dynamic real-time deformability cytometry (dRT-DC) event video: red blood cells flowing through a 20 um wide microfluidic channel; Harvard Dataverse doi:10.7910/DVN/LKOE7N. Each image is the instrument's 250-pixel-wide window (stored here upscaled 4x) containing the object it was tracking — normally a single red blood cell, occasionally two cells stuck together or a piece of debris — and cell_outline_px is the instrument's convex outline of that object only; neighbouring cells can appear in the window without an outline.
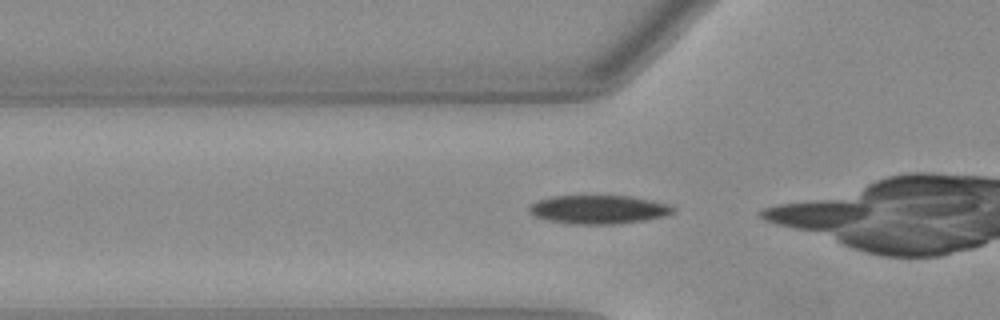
{"species": "Egyptian fruit bat (a non-hibernating species)", "species_latin": "Rousettus aegyptiacus", "temperature_condition": "warm", "stored_images_in_passage": 19, "camera_frame_rate_fps": 3000, "um_per_image_px": 0.085, "animal": {"sex": "female"}, "frame": {"image": 1, "passage_image": 12, "time_ms": 3.667, "image_size_px": [1000, 320], "cell_outline_px": [[676, 212], [664, 216], [644, 220], [612, 224], [572, 224], [552, 220], [536, 216], [528, 212], [528, 208], [536, 200], [552, 196], [628, 196], [668, 204], [676, 208]], "centroid_in_image_um": [50.88, 17.8], "position_along_channel_um": 74.9, "area_um2": 23.76}}
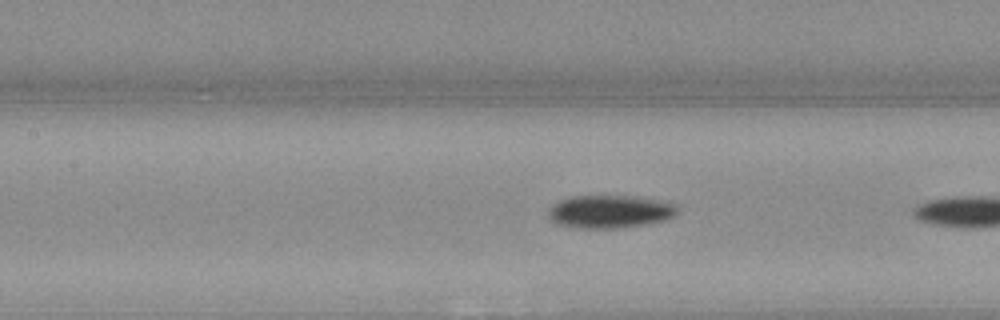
{"frame": {"image": 2, "passage_image": 18, "time_ms": 5.667, "image_size_px": [1000, 320], "cell_outline_px": [[676, 212], [672, 216], [664, 220], [648, 224], [624, 228], [580, 228], [556, 224], [548, 216], [548, 212], [552, 204], [560, 200], [572, 196], [632, 196], [656, 200], [672, 204], [676, 208]], "centroid_in_image_um": [51.77, 18.0], "position_along_channel_um": 155.6, "area_um2": 24.57}}